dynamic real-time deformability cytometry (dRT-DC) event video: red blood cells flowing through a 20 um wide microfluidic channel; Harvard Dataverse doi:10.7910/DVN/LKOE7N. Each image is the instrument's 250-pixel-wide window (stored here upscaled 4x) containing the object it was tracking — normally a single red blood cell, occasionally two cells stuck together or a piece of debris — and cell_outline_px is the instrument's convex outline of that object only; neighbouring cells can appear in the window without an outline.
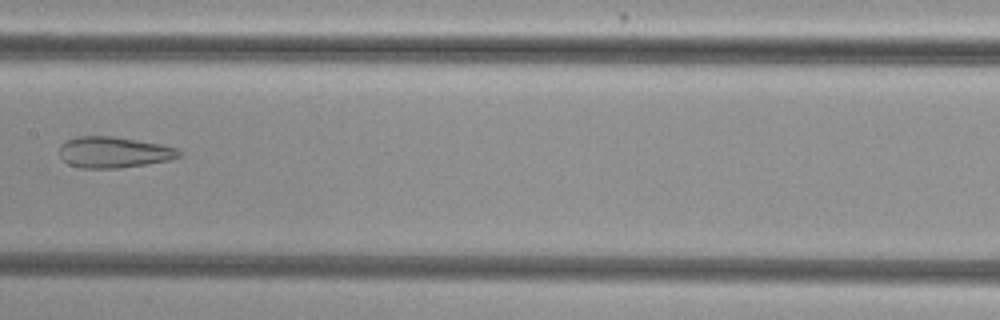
{"species": "common noctule bat (a hibernating species)", "species_latin": "Nyctalus noctula", "temperature_condition": "cold", "stored_images_in_passage": 4, "camera_frame_rate_fps": 3000, "um_per_image_px": 0.085, "animal": {"sex": "female", "body_mass_g": 29.2, "forearm_length_mm": 56.3}, "frame": {"image": 1, "passage_image": 4, "time_ms": 1.0, "image_size_px": [1000, 320], "cell_outline_px": [[180, 156], [172, 160], [120, 168], [80, 168], [68, 164], [60, 156], [60, 144], [76, 136], [112, 136], [160, 144], [176, 148], [180, 152]], "centroid_in_image_um": [9.66, 12.95], "position_along_channel_um": 197.7, "area_um2": 21.62}}